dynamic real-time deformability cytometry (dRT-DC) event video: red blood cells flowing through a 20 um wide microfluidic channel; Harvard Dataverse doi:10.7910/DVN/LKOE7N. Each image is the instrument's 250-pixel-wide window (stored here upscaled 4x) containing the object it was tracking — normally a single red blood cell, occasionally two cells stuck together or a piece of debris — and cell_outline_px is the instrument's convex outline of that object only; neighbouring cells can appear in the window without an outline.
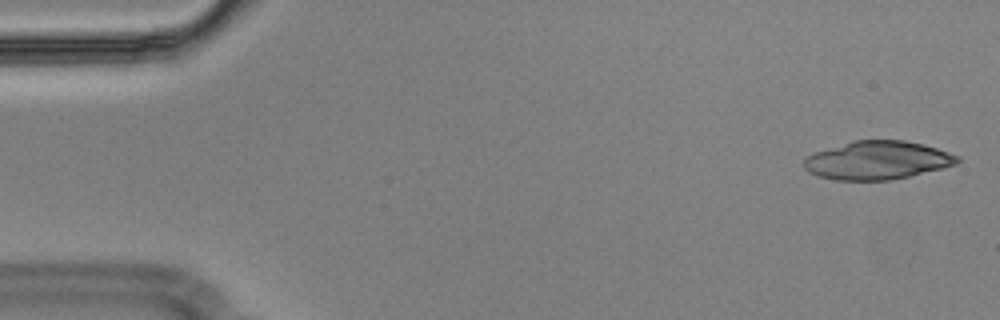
{"species": "Egyptian fruit bat (a non-hibernating species)", "species_latin": "Rousettus aegyptiacus", "temperature_condition": "cold", "stored_images_in_passage": 25, "camera_frame_rate_fps": 3000, "um_per_image_px": 0.085, "animal": {"sex": "male"}, "frame": {"image": 1, "passage_image": 2, "time_ms": 0.333, "image_size_px": [1000, 320], "cell_outline_px": [[960, 160], [956, 164], [944, 168], [908, 176], [888, 180], [836, 180], [820, 176], [808, 172], [804, 168], [804, 160], [808, 156], [816, 152], [852, 140], [904, 140], [924, 144], [960, 156]], "centroid_in_image_um": [74.6, 13.62], "position_along_channel_um": 10.4, "area_um2": 34.16}}